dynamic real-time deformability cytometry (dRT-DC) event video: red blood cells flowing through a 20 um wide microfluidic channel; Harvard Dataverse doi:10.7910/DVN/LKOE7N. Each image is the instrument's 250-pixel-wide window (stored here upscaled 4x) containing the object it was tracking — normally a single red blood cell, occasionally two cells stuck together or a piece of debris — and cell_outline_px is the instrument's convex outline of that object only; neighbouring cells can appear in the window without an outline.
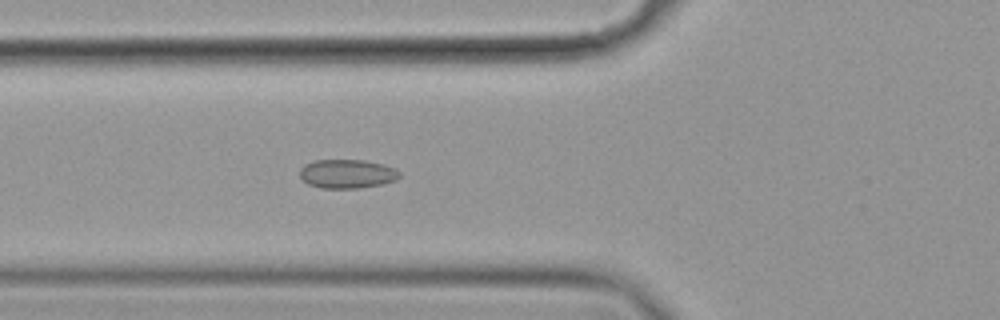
{"species": "common noctule bat (a hibernating species)", "species_latin": "Nyctalus noctula", "temperature_condition": "cold", "stored_images_in_passage": 6, "camera_frame_rate_fps": 3000, "um_per_image_px": 0.085, "animal": {"sex": "female", "body_mass_g": 19.9}, "frame": {"image": 1, "passage_image": 6, "time_ms": 1.667, "image_size_px": [1000, 320], "cell_outline_px": [[400, 176], [396, 180], [380, 184], [360, 188], [320, 188], [308, 184], [300, 176], [300, 168], [304, 164], [312, 160], [364, 160], [384, 164], [396, 168], [400, 172]], "centroid_in_image_um": [29.5, 14.76], "position_along_channel_um": 96.3, "area_um2": 16.94}}